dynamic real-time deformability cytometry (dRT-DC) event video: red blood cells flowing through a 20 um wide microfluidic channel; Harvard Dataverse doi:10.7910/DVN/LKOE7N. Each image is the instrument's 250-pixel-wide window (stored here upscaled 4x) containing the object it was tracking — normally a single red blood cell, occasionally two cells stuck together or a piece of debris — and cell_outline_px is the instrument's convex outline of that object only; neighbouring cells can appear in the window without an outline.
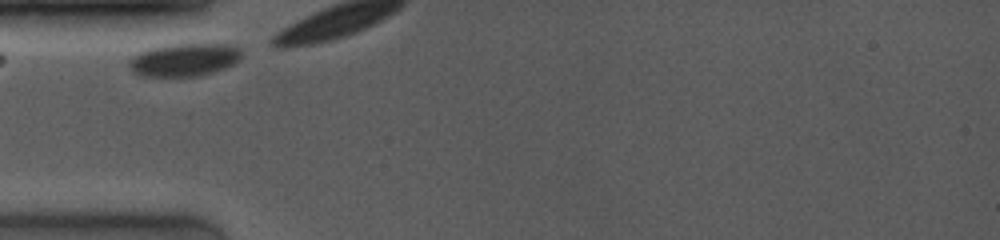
{"species": "common noctule bat (a hibernating species)", "species_latin": "Nyctalus noctula", "temperature_condition": "room temperature", "stored_images_in_passage": 2, "camera_frame_rate_fps": 4000, "um_per_image_px": 0.085, "animal": {"sex": "female", "body_mass_g": 19.0, "forearm_length_mm": 53.3}, "frame": {"image": 1, "passage_image": 1, "time_ms": 0.0, "image_size_px": [1000, 240], "cell_outline_px": [[240, 60], [224, 68], [200, 76], [140, 76], [132, 72], [128, 64], [128, 60], [132, 56], [140, 52], [152, 48], [172, 44], [224, 44], [240, 48]], "centroid_in_image_um": [15.62, 5.09], "position_along_channel_um": 69.4, "area_um2": 21.44}}